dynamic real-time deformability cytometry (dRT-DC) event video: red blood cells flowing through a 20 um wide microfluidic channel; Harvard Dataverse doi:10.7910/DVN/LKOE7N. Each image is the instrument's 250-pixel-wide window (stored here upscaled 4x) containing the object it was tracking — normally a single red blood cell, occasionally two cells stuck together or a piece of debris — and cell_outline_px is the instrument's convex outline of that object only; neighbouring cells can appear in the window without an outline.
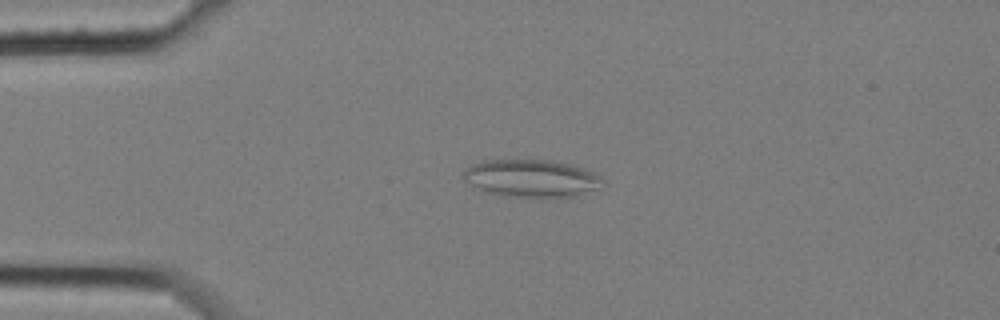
{"species": "common noctule bat (a hibernating species)", "species_latin": "Nyctalus noctula", "temperature_condition": "cold", "stored_images_in_passage": 6, "camera_frame_rate_fps": 3000, "um_per_image_px": 0.085, "animal": {"sex": "female", "body_mass_g": 25.1}, "frame": {"image": 1, "passage_image": 4, "time_ms": 1.0, "image_size_px": [1000, 320], "cell_outline_px": [[608, 184], [604, 188], [576, 196], [544, 200], [532, 200], [504, 196], [488, 192], [464, 180], [464, 172], [472, 164], [480, 160], [552, 160], [568, 164], [592, 172], [600, 176]], "centroid_in_image_um": [45.28, 15.21], "position_along_channel_um": 39.7, "area_um2": 31.44}}